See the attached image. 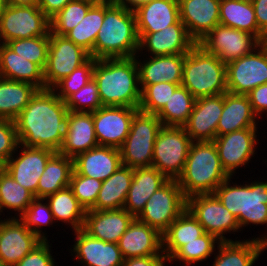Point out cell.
<instances>
[{
	"instance_id": "cell-8",
	"label": "cell",
	"mask_w": 267,
	"mask_h": 266,
	"mask_svg": "<svg viewBox=\"0 0 267 266\" xmlns=\"http://www.w3.org/2000/svg\"><path fill=\"white\" fill-rule=\"evenodd\" d=\"M192 140L184 126H162L154 143L152 166L168 179L182 174Z\"/></svg>"
},
{
	"instance_id": "cell-37",
	"label": "cell",
	"mask_w": 267,
	"mask_h": 266,
	"mask_svg": "<svg viewBox=\"0 0 267 266\" xmlns=\"http://www.w3.org/2000/svg\"><path fill=\"white\" fill-rule=\"evenodd\" d=\"M73 158L56 152L47 162L39 179L37 198L47 196L68 187L73 172Z\"/></svg>"
},
{
	"instance_id": "cell-51",
	"label": "cell",
	"mask_w": 267,
	"mask_h": 266,
	"mask_svg": "<svg viewBox=\"0 0 267 266\" xmlns=\"http://www.w3.org/2000/svg\"><path fill=\"white\" fill-rule=\"evenodd\" d=\"M48 240H42L35 248L14 266H57L52 258Z\"/></svg>"
},
{
	"instance_id": "cell-59",
	"label": "cell",
	"mask_w": 267,
	"mask_h": 266,
	"mask_svg": "<svg viewBox=\"0 0 267 266\" xmlns=\"http://www.w3.org/2000/svg\"><path fill=\"white\" fill-rule=\"evenodd\" d=\"M261 45L267 50V32L264 34Z\"/></svg>"
},
{
	"instance_id": "cell-23",
	"label": "cell",
	"mask_w": 267,
	"mask_h": 266,
	"mask_svg": "<svg viewBox=\"0 0 267 266\" xmlns=\"http://www.w3.org/2000/svg\"><path fill=\"white\" fill-rule=\"evenodd\" d=\"M74 233L76 241L71 251L83 266H122L124 259L118 243L96 239L83 229Z\"/></svg>"
},
{
	"instance_id": "cell-14",
	"label": "cell",
	"mask_w": 267,
	"mask_h": 266,
	"mask_svg": "<svg viewBox=\"0 0 267 266\" xmlns=\"http://www.w3.org/2000/svg\"><path fill=\"white\" fill-rule=\"evenodd\" d=\"M197 44L227 65L251 53L261 43L250 33L219 24Z\"/></svg>"
},
{
	"instance_id": "cell-25",
	"label": "cell",
	"mask_w": 267,
	"mask_h": 266,
	"mask_svg": "<svg viewBox=\"0 0 267 266\" xmlns=\"http://www.w3.org/2000/svg\"><path fill=\"white\" fill-rule=\"evenodd\" d=\"M121 165L120 149L111 146H97L73 158L77 174L100 181L108 179Z\"/></svg>"
},
{
	"instance_id": "cell-3",
	"label": "cell",
	"mask_w": 267,
	"mask_h": 266,
	"mask_svg": "<svg viewBox=\"0 0 267 266\" xmlns=\"http://www.w3.org/2000/svg\"><path fill=\"white\" fill-rule=\"evenodd\" d=\"M139 36L134 10L105 1V16L93 47V58H128L137 56Z\"/></svg>"
},
{
	"instance_id": "cell-21",
	"label": "cell",
	"mask_w": 267,
	"mask_h": 266,
	"mask_svg": "<svg viewBox=\"0 0 267 266\" xmlns=\"http://www.w3.org/2000/svg\"><path fill=\"white\" fill-rule=\"evenodd\" d=\"M180 20L198 43L220 24V0H178Z\"/></svg>"
},
{
	"instance_id": "cell-18",
	"label": "cell",
	"mask_w": 267,
	"mask_h": 266,
	"mask_svg": "<svg viewBox=\"0 0 267 266\" xmlns=\"http://www.w3.org/2000/svg\"><path fill=\"white\" fill-rule=\"evenodd\" d=\"M41 241L19 218L0 220V263L14 266Z\"/></svg>"
},
{
	"instance_id": "cell-61",
	"label": "cell",
	"mask_w": 267,
	"mask_h": 266,
	"mask_svg": "<svg viewBox=\"0 0 267 266\" xmlns=\"http://www.w3.org/2000/svg\"><path fill=\"white\" fill-rule=\"evenodd\" d=\"M3 169V163L0 161V171Z\"/></svg>"
},
{
	"instance_id": "cell-43",
	"label": "cell",
	"mask_w": 267,
	"mask_h": 266,
	"mask_svg": "<svg viewBox=\"0 0 267 266\" xmlns=\"http://www.w3.org/2000/svg\"><path fill=\"white\" fill-rule=\"evenodd\" d=\"M91 6L92 4L83 1H70L50 19V32L65 36L82 21Z\"/></svg>"
},
{
	"instance_id": "cell-38",
	"label": "cell",
	"mask_w": 267,
	"mask_h": 266,
	"mask_svg": "<svg viewBox=\"0 0 267 266\" xmlns=\"http://www.w3.org/2000/svg\"><path fill=\"white\" fill-rule=\"evenodd\" d=\"M44 200L49 203L54 221L70 224L73 231L83 229L86 211L69 186L47 196Z\"/></svg>"
},
{
	"instance_id": "cell-47",
	"label": "cell",
	"mask_w": 267,
	"mask_h": 266,
	"mask_svg": "<svg viewBox=\"0 0 267 266\" xmlns=\"http://www.w3.org/2000/svg\"><path fill=\"white\" fill-rule=\"evenodd\" d=\"M97 59L90 57L84 64L59 81L52 89L57 96L65 101L93 79L94 65ZM59 89V90H58Z\"/></svg>"
},
{
	"instance_id": "cell-2",
	"label": "cell",
	"mask_w": 267,
	"mask_h": 266,
	"mask_svg": "<svg viewBox=\"0 0 267 266\" xmlns=\"http://www.w3.org/2000/svg\"><path fill=\"white\" fill-rule=\"evenodd\" d=\"M136 57L139 55L96 60L93 79L103 106L139 108L141 88Z\"/></svg>"
},
{
	"instance_id": "cell-44",
	"label": "cell",
	"mask_w": 267,
	"mask_h": 266,
	"mask_svg": "<svg viewBox=\"0 0 267 266\" xmlns=\"http://www.w3.org/2000/svg\"><path fill=\"white\" fill-rule=\"evenodd\" d=\"M6 45L19 56L38 64L44 70L49 52V34L41 37L11 40Z\"/></svg>"
},
{
	"instance_id": "cell-58",
	"label": "cell",
	"mask_w": 267,
	"mask_h": 266,
	"mask_svg": "<svg viewBox=\"0 0 267 266\" xmlns=\"http://www.w3.org/2000/svg\"><path fill=\"white\" fill-rule=\"evenodd\" d=\"M78 1H83V2L90 3L92 5H97V4L102 3L106 0H78Z\"/></svg>"
},
{
	"instance_id": "cell-9",
	"label": "cell",
	"mask_w": 267,
	"mask_h": 266,
	"mask_svg": "<svg viewBox=\"0 0 267 266\" xmlns=\"http://www.w3.org/2000/svg\"><path fill=\"white\" fill-rule=\"evenodd\" d=\"M186 209L187 198L177 180L169 179L151 195L137 219L163 234Z\"/></svg>"
},
{
	"instance_id": "cell-46",
	"label": "cell",
	"mask_w": 267,
	"mask_h": 266,
	"mask_svg": "<svg viewBox=\"0 0 267 266\" xmlns=\"http://www.w3.org/2000/svg\"><path fill=\"white\" fill-rule=\"evenodd\" d=\"M43 198H35L26 211L18 217L25 226L32 231L40 240H47L41 226H50L55 221L49 203H43Z\"/></svg>"
},
{
	"instance_id": "cell-17",
	"label": "cell",
	"mask_w": 267,
	"mask_h": 266,
	"mask_svg": "<svg viewBox=\"0 0 267 266\" xmlns=\"http://www.w3.org/2000/svg\"><path fill=\"white\" fill-rule=\"evenodd\" d=\"M258 128H246L216 136L213 140L216 145L222 167L232 177L235 170L248 164L251 156L254 157L257 145Z\"/></svg>"
},
{
	"instance_id": "cell-15",
	"label": "cell",
	"mask_w": 267,
	"mask_h": 266,
	"mask_svg": "<svg viewBox=\"0 0 267 266\" xmlns=\"http://www.w3.org/2000/svg\"><path fill=\"white\" fill-rule=\"evenodd\" d=\"M19 156L14 153L4 164L3 169L21 186L37 198V187L48 160L56 153L47 148L25 147L19 144ZM16 157V158H15Z\"/></svg>"
},
{
	"instance_id": "cell-29",
	"label": "cell",
	"mask_w": 267,
	"mask_h": 266,
	"mask_svg": "<svg viewBox=\"0 0 267 266\" xmlns=\"http://www.w3.org/2000/svg\"><path fill=\"white\" fill-rule=\"evenodd\" d=\"M97 146L92 113L69 111V132L58 153L74 158Z\"/></svg>"
},
{
	"instance_id": "cell-36",
	"label": "cell",
	"mask_w": 267,
	"mask_h": 266,
	"mask_svg": "<svg viewBox=\"0 0 267 266\" xmlns=\"http://www.w3.org/2000/svg\"><path fill=\"white\" fill-rule=\"evenodd\" d=\"M38 90L30 83L0 77V119L14 121Z\"/></svg>"
},
{
	"instance_id": "cell-4",
	"label": "cell",
	"mask_w": 267,
	"mask_h": 266,
	"mask_svg": "<svg viewBox=\"0 0 267 266\" xmlns=\"http://www.w3.org/2000/svg\"><path fill=\"white\" fill-rule=\"evenodd\" d=\"M230 176L222 167L213 141L192 142L182 174L177 182L186 198L213 194Z\"/></svg>"
},
{
	"instance_id": "cell-10",
	"label": "cell",
	"mask_w": 267,
	"mask_h": 266,
	"mask_svg": "<svg viewBox=\"0 0 267 266\" xmlns=\"http://www.w3.org/2000/svg\"><path fill=\"white\" fill-rule=\"evenodd\" d=\"M50 19L35 6H5L0 13V43L47 36ZM2 40V41H1Z\"/></svg>"
},
{
	"instance_id": "cell-30",
	"label": "cell",
	"mask_w": 267,
	"mask_h": 266,
	"mask_svg": "<svg viewBox=\"0 0 267 266\" xmlns=\"http://www.w3.org/2000/svg\"><path fill=\"white\" fill-rule=\"evenodd\" d=\"M255 116L247 95L225 92L223 111L217 126V136L246 128H257Z\"/></svg>"
},
{
	"instance_id": "cell-54",
	"label": "cell",
	"mask_w": 267,
	"mask_h": 266,
	"mask_svg": "<svg viewBox=\"0 0 267 266\" xmlns=\"http://www.w3.org/2000/svg\"><path fill=\"white\" fill-rule=\"evenodd\" d=\"M258 29L265 34L267 32V0L252 1Z\"/></svg>"
},
{
	"instance_id": "cell-52",
	"label": "cell",
	"mask_w": 267,
	"mask_h": 266,
	"mask_svg": "<svg viewBox=\"0 0 267 266\" xmlns=\"http://www.w3.org/2000/svg\"><path fill=\"white\" fill-rule=\"evenodd\" d=\"M247 97L256 117H262V113H267V83L254 88L247 94Z\"/></svg>"
},
{
	"instance_id": "cell-53",
	"label": "cell",
	"mask_w": 267,
	"mask_h": 266,
	"mask_svg": "<svg viewBox=\"0 0 267 266\" xmlns=\"http://www.w3.org/2000/svg\"><path fill=\"white\" fill-rule=\"evenodd\" d=\"M166 261L165 255L132 257L124 259L122 266H166Z\"/></svg>"
},
{
	"instance_id": "cell-40",
	"label": "cell",
	"mask_w": 267,
	"mask_h": 266,
	"mask_svg": "<svg viewBox=\"0 0 267 266\" xmlns=\"http://www.w3.org/2000/svg\"><path fill=\"white\" fill-rule=\"evenodd\" d=\"M195 101L196 98L184 86L179 85L156 116L164 126H184Z\"/></svg>"
},
{
	"instance_id": "cell-26",
	"label": "cell",
	"mask_w": 267,
	"mask_h": 266,
	"mask_svg": "<svg viewBox=\"0 0 267 266\" xmlns=\"http://www.w3.org/2000/svg\"><path fill=\"white\" fill-rule=\"evenodd\" d=\"M133 10L138 33H155L180 19L178 0H149Z\"/></svg>"
},
{
	"instance_id": "cell-57",
	"label": "cell",
	"mask_w": 267,
	"mask_h": 266,
	"mask_svg": "<svg viewBox=\"0 0 267 266\" xmlns=\"http://www.w3.org/2000/svg\"><path fill=\"white\" fill-rule=\"evenodd\" d=\"M112 1L115 4L125 5L133 9L135 6L139 5L140 3H143L149 0H112Z\"/></svg>"
},
{
	"instance_id": "cell-6",
	"label": "cell",
	"mask_w": 267,
	"mask_h": 266,
	"mask_svg": "<svg viewBox=\"0 0 267 266\" xmlns=\"http://www.w3.org/2000/svg\"><path fill=\"white\" fill-rule=\"evenodd\" d=\"M182 86L196 99L228 92L226 64L196 44L185 55Z\"/></svg>"
},
{
	"instance_id": "cell-27",
	"label": "cell",
	"mask_w": 267,
	"mask_h": 266,
	"mask_svg": "<svg viewBox=\"0 0 267 266\" xmlns=\"http://www.w3.org/2000/svg\"><path fill=\"white\" fill-rule=\"evenodd\" d=\"M168 180L153 166L133 169V179L123 208L137 218L151 195Z\"/></svg>"
},
{
	"instance_id": "cell-13",
	"label": "cell",
	"mask_w": 267,
	"mask_h": 266,
	"mask_svg": "<svg viewBox=\"0 0 267 266\" xmlns=\"http://www.w3.org/2000/svg\"><path fill=\"white\" fill-rule=\"evenodd\" d=\"M227 90L247 95L267 83V50L260 44L251 53L226 65Z\"/></svg>"
},
{
	"instance_id": "cell-45",
	"label": "cell",
	"mask_w": 267,
	"mask_h": 266,
	"mask_svg": "<svg viewBox=\"0 0 267 266\" xmlns=\"http://www.w3.org/2000/svg\"><path fill=\"white\" fill-rule=\"evenodd\" d=\"M179 85L181 83L169 82L140 85L141 102L138 109L146 113L157 114Z\"/></svg>"
},
{
	"instance_id": "cell-31",
	"label": "cell",
	"mask_w": 267,
	"mask_h": 266,
	"mask_svg": "<svg viewBox=\"0 0 267 266\" xmlns=\"http://www.w3.org/2000/svg\"><path fill=\"white\" fill-rule=\"evenodd\" d=\"M0 77L30 83L39 90L45 89L44 70L0 43Z\"/></svg>"
},
{
	"instance_id": "cell-22",
	"label": "cell",
	"mask_w": 267,
	"mask_h": 266,
	"mask_svg": "<svg viewBox=\"0 0 267 266\" xmlns=\"http://www.w3.org/2000/svg\"><path fill=\"white\" fill-rule=\"evenodd\" d=\"M118 246L123 259L164 255L162 234L137 218L129 224Z\"/></svg>"
},
{
	"instance_id": "cell-20",
	"label": "cell",
	"mask_w": 267,
	"mask_h": 266,
	"mask_svg": "<svg viewBox=\"0 0 267 266\" xmlns=\"http://www.w3.org/2000/svg\"><path fill=\"white\" fill-rule=\"evenodd\" d=\"M223 111V94L196 99L184 128L192 142L213 141Z\"/></svg>"
},
{
	"instance_id": "cell-28",
	"label": "cell",
	"mask_w": 267,
	"mask_h": 266,
	"mask_svg": "<svg viewBox=\"0 0 267 266\" xmlns=\"http://www.w3.org/2000/svg\"><path fill=\"white\" fill-rule=\"evenodd\" d=\"M185 55L151 56L143 62L136 58L140 85L160 82L182 83Z\"/></svg>"
},
{
	"instance_id": "cell-39",
	"label": "cell",
	"mask_w": 267,
	"mask_h": 266,
	"mask_svg": "<svg viewBox=\"0 0 267 266\" xmlns=\"http://www.w3.org/2000/svg\"><path fill=\"white\" fill-rule=\"evenodd\" d=\"M105 16V1L92 5L82 21L65 36L93 57V47Z\"/></svg>"
},
{
	"instance_id": "cell-16",
	"label": "cell",
	"mask_w": 267,
	"mask_h": 266,
	"mask_svg": "<svg viewBox=\"0 0 267 266\" xmlns=\"http://www.w3.org/2000/svg\"><path fill=\"white\" fill-rule=\"evenodd\" d=\"M137 110L126 106H102L92 112L98 145L120 148L130 132Z\"/></svg>"
},
{
	"instance_id": "cell-12",
	"label": "cell",
	"mask_w": 267,
	"mask_h": 266,
	"mask_svg": "<svg viewBox=\"0 0 267 266\" xmlns=\"http://www.w3.org/2000/svg\"><path fill=\"white\" fill-rule=\"evenodd\" d=\"M89 58L86 50L66 36L49 32V52L44 68L45 89H52Z\"/></svg>"
},
{
	"instance_id": "cell-50",
	"label": "cell",
	"mask_w": 267,
	"mask_h": 266,
	"mask_svg": "<svg viewBox=\"0 0 267 266\" xmlns=\"http://www.w3.org/2000/svg\"><path fill=\"white\" fill-rule=\"evenodd\" d=\"M19 149L15 122L0 119V161L4 164Z\"/></svg>"
},
{
	"instance_id": "cell-5",
	"label": "cell",
	"mask_w": 267,
	"mask_h": 266,
	"mask_svg": "<svg viewBox=\"0 0 267 266\" xmlns=\"http://www.w3.org/2000/svg\"><path fill=\"white\" fill-rule=\"evenodd\" d=\"M231 178L222 182L213 194L236 216L240 229L251 223L267 226V181L231 186ZM260 239L267 244V234Z\"/></svg>"
},
{
	"instance_id": "cell-11",
	"label": "cell",
	"mask_w": 267,
	"mask_h": 266,
	"mask_svg": "<svg viewBox=\"0 0 267 266\" xmlns=\"http://www.w3.org/2000/svg\"><path fill=\"white\" fill-rule=\"evenodd\" d=\"M187 209L202 225L204 231L220 242L233 241L225 233L240 230L238 220L214 194H197L187 198Z\"/></svg>"
},
{
	"instance_id": "cell-24",
	"label": "cell",
	"mask_w": 267,
	"mask_h": 266,
	"mask_svg": "<svg viewBox=\"0 0 267 266\" xmlns=\"http://www.w3.org/2000/svg\"><path fill=\"white\" fill-rule=\"evenodd\" d=\"M134 217L124 208L117 210H88L85 212L83 230L91 237L118 243Z\"/></svg>"
},
{
	"instance_id": "cell-42",
	"label": "cell",
	"mask_w": 267,
	"mask_h": 266,
	"mask_svg": "<svg viewBox=\"0 0 267 266\" xmlns=\"http://www.w3.org/2000/svg\"><path fill=\"white\" fill-rule=\"evenodd\" d=\"M216 243L218 245L220 241L215 236L205 232L195 241L181 246L168 261L171 263L174 260H179L184 266L197 264V262L205 261L213 254Z\"/></svg>"
},
{
	"instance_id": "cell-48",
	"label": "cell",
	"mask_w": 267,
	"mask_h": 266,
	"mask_svg": "<svg viewBox=\"0 0 267 266\" xmlns=\"http://www.w3.org/2000/svg\"><path fill=\"white\" fill-rule=\"evenodd\" d=\"M64 102L68 110L72 112L92 113L103 106L94 79H91L76 93L71 94Z\"/></svg>"
},
{
	"instance_id": "cell-19",
	"label": "cell",
	"mask_w": 267,
	"mask_h": 266,
	"mask_svg": "<svg viewBox=\"0 0 267 266\" xmlns=\"http://www.w3.org/2000/svg\"><path fill=\"white\" fill-rule=\"evenodd\" d=\"M139 51L147 49L152 56L188 53L197 43L189 36L179 19L163 30L155 33H138Z\"/></svg>"
},
{
	"instance_id": "cell-7",
	"label": "cell",
	"mask_w": 267,
	"mask_h": 266,
	"mask_svg": "<svg viewBox=\"0 0 267 266\" xmlns=\"http://www.w3.org/2000/svg\"><path fill=\"white\" fill-rule=\"evenodd\" d=\"M162 122L156 114L137 110L130 132L119 148L122 165L132 169L152 166L154 143Z\"/></svg>"
},
{
	"instance_id": "cell-1",
	"label": "cell",
	"mask_w": 267,
	"mask_h": 266,
	"mask_svg": "<svg viewBox=\"0 0 267 266\" xmlns=\"http://www.w3.org/2000/svg\"><path fill=\"white\" fill-rule=\"evenodd\" d=\"M14 122L19 144L59 152L69 132V110L53 89H41Z\"/></svg>"
},
{
	"instance_id": "cell-60",
	"label": "cell",
	"mask_w": 267,
	"mask_h": 266,
	"mask_svg": "<svg viewBox=\"0 0 267 266\" xmlns=\"http://www.w3.org/2000/svg\"><path fill=\"white\" fill-rule=\"evenodd\" d=\"M5 6H6L5 0H0V13L4 9Z\"/></svg>"
},
{
	"instance_id": "cell-49",
	"label": "cell",
	"mask_w": 267,
	"mask_h": 266,
	"mask_svg": "<svg viewBox=\"0 0 267 266\" xmlns=\"http://www.w3.org/2000/svg\"><path fill=\"white\" fill-rule=\"evenodd\" d=\"M102 182L91 177L79 175L73 170L69 187L85 211L91 210L95 206Z\"/></svg>"
},
{
	"instance_id": "cell-55",
	"label": "cell",
	"mask_w": 267,
	"mask_h": 266,
	"mask_svg": "<svg viewBox=\"0 0 267 266\" xmlns=\"http://www.w3.org/2000/svg\"><path fill=\"white\" fill-rule=\"evenodd\" d=\"M72 0H39L38 7L51 19Z\"/></svg>"
},
{
	"instance_id": "cell-32",
	"label": "cell",
	"mask_w": 267,
	"mask_h": 266,
	"mask_svg": "<svg viewBox=\"0 0 267 266\" xmlns=\"http://www.w3.org/2000/svg\"><path fill=\"white\" fill-rule=\"evenodd\" d=\"M218 255L212 266H253L267 244L260 237L245 241H224L217 245Z\"/></svg>"
},
{
	"instance_id": "cell-35",
	"label": "cell",
	"mask_w": 267,
	"mask_h": 266,
	"mask_svg": "<svg viewBox=\"0 0 267 266\" xmlns=\"http://www.w3.org/2000/svg\"><path fill=\"white\" fill-rule=\"evenodd\" d=\"M220 24L254 35L260 42L264 34L258 29L251 1L220 0Z\"/></svg>"
},
{
	"instance_id": "cell-41",
	"label": "cell",
	"mask_w": 267,
	"mask_h": 266,
	"mask_svg": "<svg viewBox=\"0 0 267 266\" xmlns=\"http://www.w3.org/2000/svg\"><path fill=\"white\" fill-rule=\"evenodd\" d=\"M35 199V196L25 187L17 183L12 176L2 169L0 171V210L17 211V217L21 216L28 206Z\"/></svg>"
},
{
	"instance_id": "cell-33",
	"label": "cell",
	"mask_w": 267,
	"mask_h": 266,
	"mask_svg": "<svg viewBox=\"0 0 267 266\" xmlns=\"http://www.w3.org/2000/svg\"><path fill=\"white\" fill-rule=\"evenodd\" d=\"M133 179V169L121 165L102 182L95 206L91 210H117L124 207Z\"/></svg>"
},
{
	"instance_id": "cell-34",
	"label": "cell",
	"mask_w": 267,
	"mask_h": 266,
	"mask_svg": "<svg viewBox=\"0 0 267 266\" xmlns=\"http://www.w3.org/2000/svg\"><path fill=\"white\" fill-rule=\"evenodd\" d=\"M205 233L202 225L186 209L162 234L163 253L169 259L181 246L195 241Z\"/></svg>"
},
{
	"instance_id": "cell-56",
	"label": "cell",
	"mask_w": 267,
	"mask_h": 266,
	"mask_svg": "<svg viewBox=\"0 0 267 266\" xmlns=\"http://www.w3.org/2000/svg\"><path fill=\"white\" fill-rule=\"evenodd\" d=\"M39 0H5L7 6H35Z\"/></svg>"
}]
</instances>
